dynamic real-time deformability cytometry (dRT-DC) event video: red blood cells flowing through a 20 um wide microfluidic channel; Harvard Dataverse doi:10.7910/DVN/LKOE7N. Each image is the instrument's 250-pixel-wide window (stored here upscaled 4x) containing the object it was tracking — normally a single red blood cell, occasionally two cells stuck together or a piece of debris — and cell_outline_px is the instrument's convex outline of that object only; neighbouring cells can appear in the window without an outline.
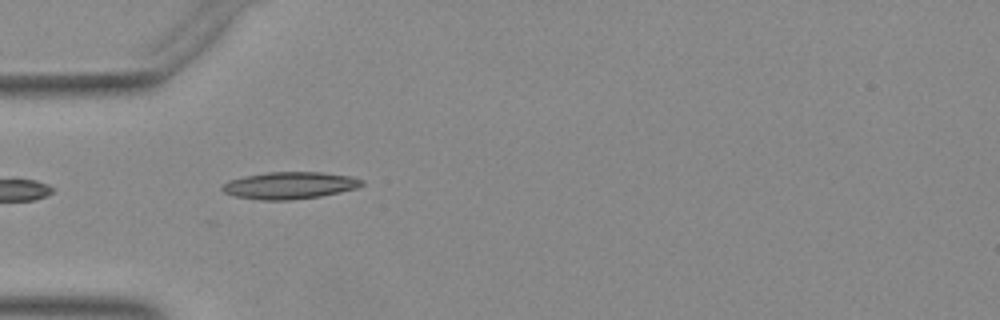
{"species": "Egyptian fruit bat (a non-hibernating species)", "species_latin": "Rousettus aegyptiacus", "temperature_condition": "warm", "stored_images_in_passage": 23, "camera_frame_rate_fps": 3000, "um_per_image_px": 0.085, "animal": {"sex": "female"}, "frame": {"image": 1, "passage_image": 1, "time_ms": 0.0, "image_size_px": [1000, 320], "cell_outline_px": [[364, 184], [356, 188], [340, 192], [320, 196], [288, 200], [264, 200], [236, 196], [224, 192], [220, 188], [228, 180], [244, 176], [268, 172], [320, 172], [352, 176], [364, 180]], "centroid_in_image_um": [24.64, 15.75], "position_along_channel_um": 60.4, "area_um2": 21.91}}